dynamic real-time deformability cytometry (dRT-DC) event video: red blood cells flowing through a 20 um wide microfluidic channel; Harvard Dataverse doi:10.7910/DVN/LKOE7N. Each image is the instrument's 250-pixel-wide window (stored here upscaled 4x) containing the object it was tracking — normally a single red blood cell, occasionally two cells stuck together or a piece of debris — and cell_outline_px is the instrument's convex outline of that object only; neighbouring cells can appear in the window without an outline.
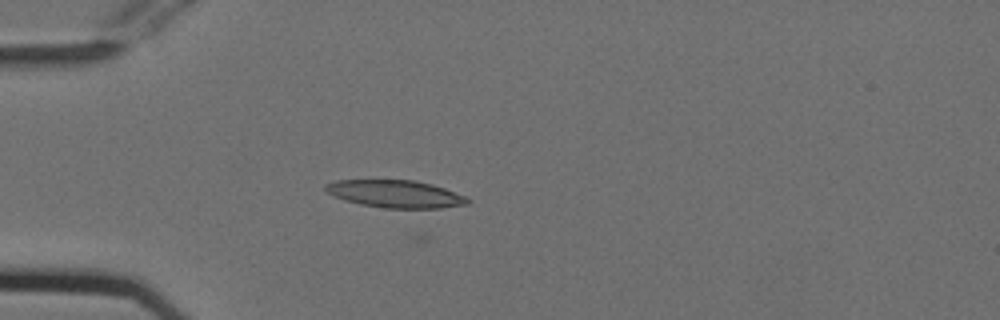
{"species": "Egyptian fruit bat (a non-hibernating species)", "species_latin": "Rousettus aegyptiacus", "temperature_condition": "cold", "stored_images_in_passage": 46, "camera_frame_rate_fps": 3000, "um_per_image_px": 0.085, "animal": {"sex": "female"}, "frame": {"image": 1, "passage_image": 8, "time_ms": 2.333, "image_size_px": [1000, 320], "cell_outline_px": [[472, 200], [468, 204], [440, 208], [384, 208], [360, 204], [344, 200], [332, 196], [324, 188], [324, 184], [336, 180], [412, 180], [432, 184], [444, 188], [464, 196]], "centroid_in_image_um": [33.58, 16.48], "position_along_channel_um": 51.4, "area_um2": 22.77}}
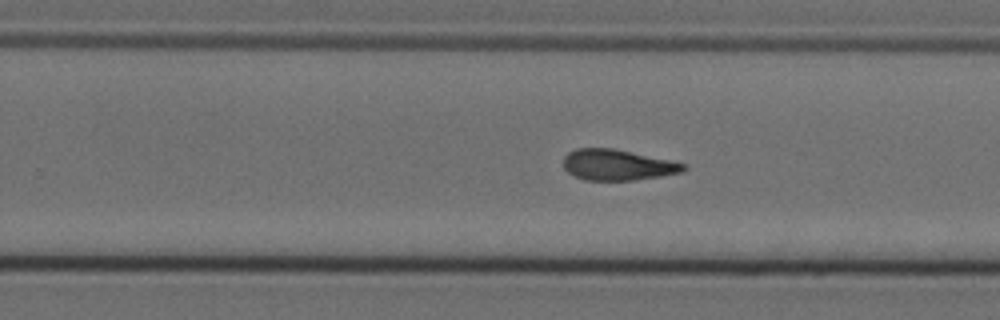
{"frame": {"image": 2, "passage_image": 27, "time_ms": 8.667, "image_size_px": [1000, 320], "cell_outline_px": [[688, 168], [680, 172], [660, 176], [632, 180], [584, 180], [568, 172], [564, 168], [564, 156], [568, 152], [576, 148], [612, 148], [668, 160], [684, 164]], "centroid_in_image_um": [52.43, 14.01], "position_along_channel_um": 277.4, "area_um2": 21.21}}
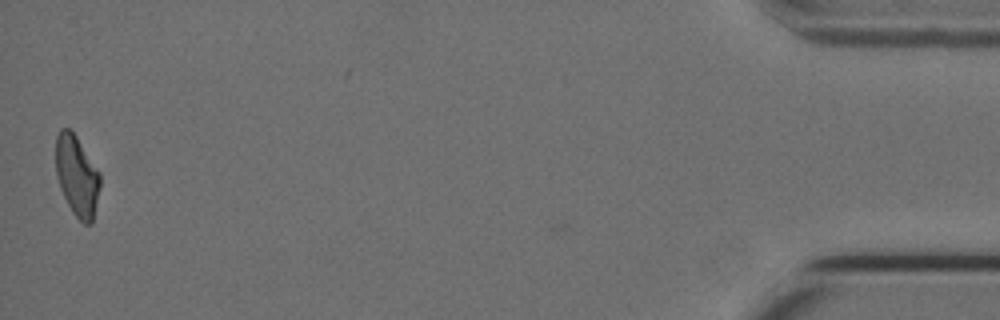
{"frame": {"image": 3, "passage_image": 46, "time_ms": 15.0, "image_size_px": [1000, 320], "cell_outline_px": [[100, 188], [92, 224], [84, 224], [72, 212], [60, 188], [56, 176], [56, 136], [60, 128], [68, 128], [76, 136], [100, 172]], "centroid_in_image_um": [6.54, 14.95], "position_along_channel_um": 428.7, "area_um2": 20.81}, "authors_computed_cell_mechanics": {"area_um2": 21.386, "velocity_mm_per_s": 3.7698, "shape_relaxation_time_tau1_ms": null, "shape_relaxation_time_tau2_ms": 8.8781, "deformation_change_tau1": null, "deformation_change_tau2": 0.157}}